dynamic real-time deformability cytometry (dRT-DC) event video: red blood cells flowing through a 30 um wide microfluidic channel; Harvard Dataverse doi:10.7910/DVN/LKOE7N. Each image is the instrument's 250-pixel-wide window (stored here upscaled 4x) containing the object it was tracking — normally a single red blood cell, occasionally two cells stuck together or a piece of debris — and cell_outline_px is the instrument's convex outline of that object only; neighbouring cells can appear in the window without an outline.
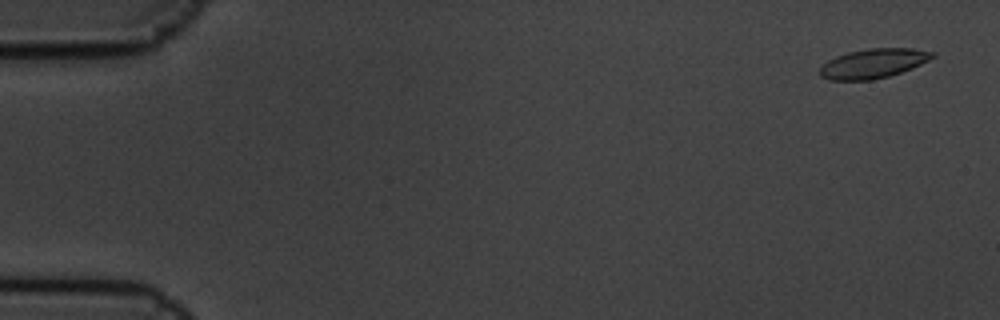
{"species": "common noctule bat (a hibernating species)", "species_latin": "Nyctalus noctula", "temperature_condition": "cold", "stored_images_in_passage": 5, "camera_frame_rate_fps": 3000, "um_per_image_px": 0.085, "animal": {"sex": "male", "body_mass_g": 19.5, "forearm_length_mm": 54.6}, "frame": {"image": 1, "passage_image": 1, "time_ms": 0.0, "image_size_px": [1000, 320], "cell_outline_px": [[936, 56], [912, 68], [888, 76], [872, 80], [828, 80], [820, 76], [820, 68], [828, 60], [836, 56], [848, 52], [868, 48], [912, 48], [936, 52]], "centroid_in_image_um": [74.23, 5.39], "position_along_channel_um": 10.8, "area_um2": 19.31}}
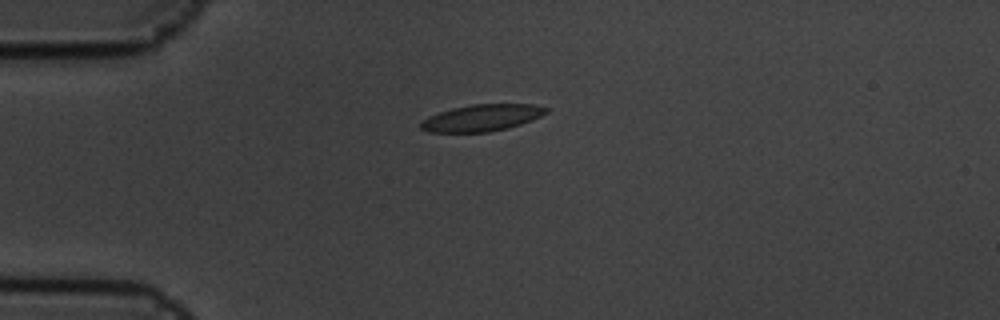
{"frame": {"image": 2, "passage_image": 4, "time_ms": 1.0, "image_size_px": [1000, 320], "cell_outline_px": [[548, 112], [532, 120], [508, 128], [488, 132], [428, 132], [420, 128], [420, 120], [428, 116], [452, 108], [472, 104], [532, 104], [548, 108]], "centroid_in_image_um": [40.93, 10.01], "position_along_channel_um": 44.1, "area_um2": 19.54}}